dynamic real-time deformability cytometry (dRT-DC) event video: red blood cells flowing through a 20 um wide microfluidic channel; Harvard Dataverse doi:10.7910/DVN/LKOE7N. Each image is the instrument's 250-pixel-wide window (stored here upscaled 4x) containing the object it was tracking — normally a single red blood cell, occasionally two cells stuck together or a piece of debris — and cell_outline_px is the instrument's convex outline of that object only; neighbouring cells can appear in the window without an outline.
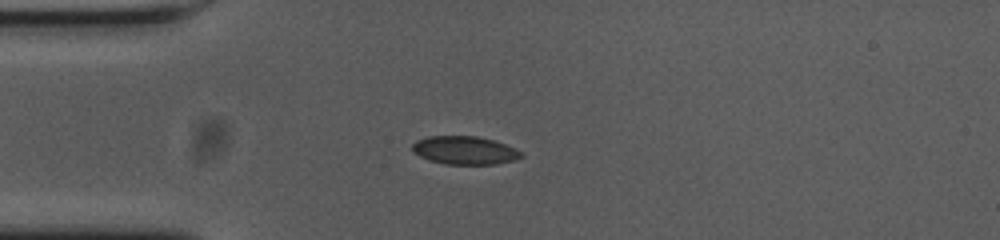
{"species": "common noctule bat (a hibernating species)", "species_latin": "Nyctalus noctula", "temperature_condition": "cold", "stored_images_in_passage": 42, "camera_frame_rate_fps": 3000, "um_per_image_px": 0.085, "animal": {"sex": "female", "body_mass_g": 23.0, "forearm_length_mm": 53.4}, "frame": {"image": 1, "passage_image": 1, "time_ms": 0.0, "image_size_px": [1000, 240], "cell_outline_px": [[524, 156], [516, 160], [496, 164], [444, 164], [428, 160], [412, 152], [412, 144], [416, 140], [428, 136], [476, 136], [492, 140], [516, 148], [524, 152]], "centroid_in_image_um": [39.51, 12.78], "position_along_channel_um": 45.5, "area_um2": 18.09}}
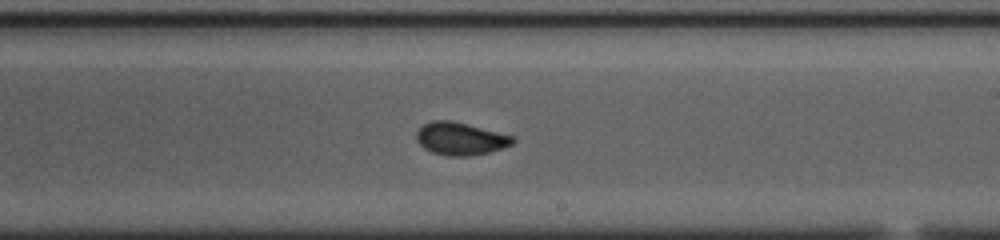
{"frame": {"image": 2, "passage_image": 19, "time_ms": 6.0, "image_size_px": [1000, 240], "cell_outline_px": [[516, 140], [512, 144], [488, 152], [468, 156], [448, 156], [432, 152], [424, 148], [416, 140], [416, 132], [424, 124], [432, 120], [452, 120], [516, 136]], "centroid_in_image_um": [39.14, 11.77], "position_along_channel_um": 249.9, "area_um2": 18.38}}
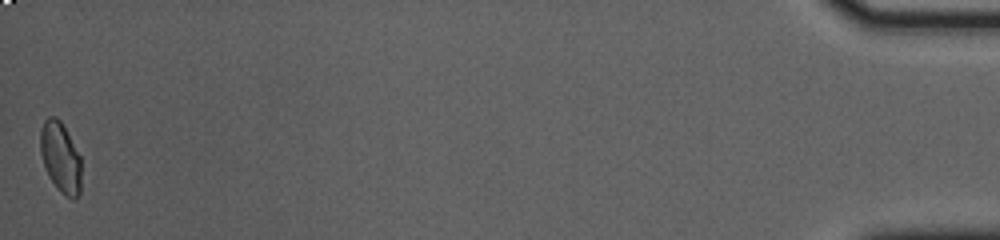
{"frame": {"image": 3, "passage_image": 42, "time_ms": 13.667, "image_size_px": [1000, 240], "cell_outline_px": [[80, 192], [76, 200], [72, 200], [64, 196], [60, 192], [48, 176], [40, 152], [40, 128], [44, 120], [48, 116], [56, 116], [60, 120], [80, 156]], "centroid_in_image_um": [5.13, 13.4], "position_along_channel_um": 430.1, "area_um2": 16.88}, "authors_computed_cell_mechanics": {"area_um2": 17.8891, "velocity_mm_per_s": 3.6667, "shape_relaxation_time_tau1_ms": 6.3633, "shape_relaxation_time_tau2_ms": 0.8191, "deformation_change_tau1": 0.1377, "deformation_change_tau2": 0.0292}}